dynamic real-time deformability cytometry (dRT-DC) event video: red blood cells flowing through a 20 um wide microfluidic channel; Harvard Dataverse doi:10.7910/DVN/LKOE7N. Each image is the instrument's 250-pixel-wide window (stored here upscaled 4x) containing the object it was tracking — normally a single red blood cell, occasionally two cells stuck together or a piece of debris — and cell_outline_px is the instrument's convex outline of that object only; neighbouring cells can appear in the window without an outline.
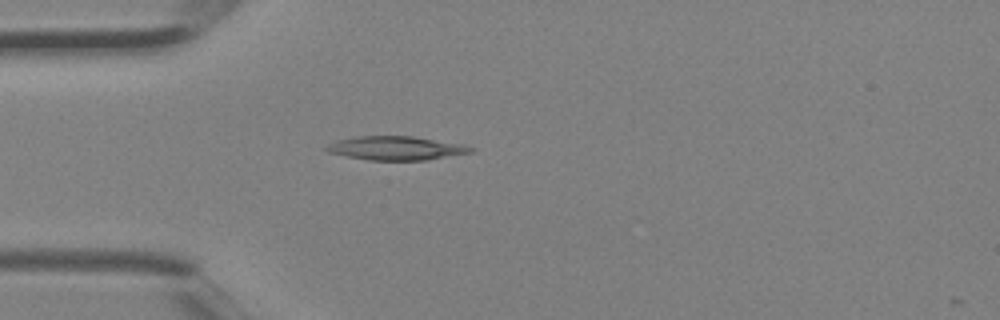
{"species": "Egyptian fruit bat (a non-hibernating species)", "species_latin": "Rousettus aegyptiacus", "temperature_condition": "room temperature", "stored_images_in_passage": 1, "camera_frame_rate_fps": 3000, "um_per_image_px": 0.085, "animal": {"sex": "female"}, "frame": {"image": 1, "passage_image": 1, "time_ms": 0.0, "image_size_px": [1000, 320], "cell_outline_px": [[476, 148], [472, 152], [428, 160], [368, 160], [328, 152], [324, 148], [328, 144], [336, 140], [356, 136], [412, 136], [464, 144]], "centroid_in_image_um": [33.68, 12.59], "position_along_channel_um": 51.3, "area_um2": 20.06}}